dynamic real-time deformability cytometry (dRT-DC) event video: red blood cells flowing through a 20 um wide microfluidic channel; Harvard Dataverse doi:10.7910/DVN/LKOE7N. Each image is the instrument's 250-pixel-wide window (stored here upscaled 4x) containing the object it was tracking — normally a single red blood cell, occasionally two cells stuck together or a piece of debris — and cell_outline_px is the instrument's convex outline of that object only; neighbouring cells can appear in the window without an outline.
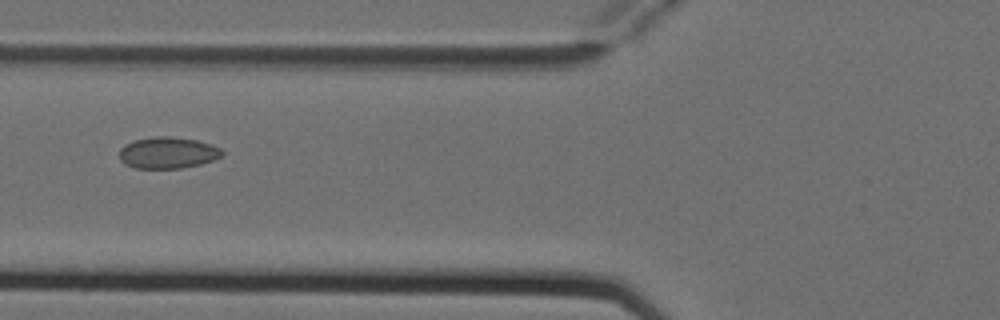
{"species": "Egyptian fruit bat (a non-hibernating species)", "species_latin": "Rousettus aegyptiacus", "temperature_condition": "cold", "stored_images_in_passage": 3, "camera_frame_rate_fps": 3000, "um_per_image_px": 0.085, "animal": {"sex": "female"}, "frame": {"image": 1, "passage_image": 3, "time_ms": 0.667, "image_size_px": [1000, 320], "cell_outline_px": [[224, 152], [216, 160], [200, 164], [180, 168], [136, 168], [124, 164], [120, 160], [120, 148], [124, 144], [136, 140], [156, 136], [168, 136], [196, 140], [220, 148]], "centroid_in_image_um": [14.24, 12.99], "position_along_channel_um": 111.6, "area_um2": 18.73}}